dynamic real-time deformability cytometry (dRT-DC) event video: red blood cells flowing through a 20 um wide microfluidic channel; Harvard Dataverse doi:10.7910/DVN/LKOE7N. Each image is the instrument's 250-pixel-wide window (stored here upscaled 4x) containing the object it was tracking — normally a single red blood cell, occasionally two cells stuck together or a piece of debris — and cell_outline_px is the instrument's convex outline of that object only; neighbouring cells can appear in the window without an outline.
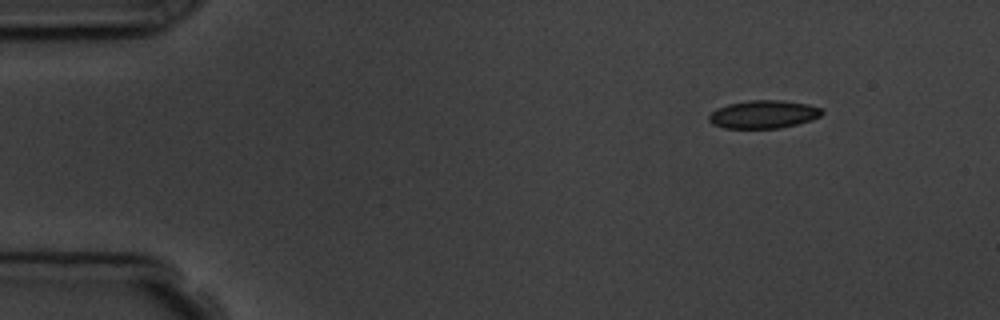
{"species": "common noctule bat (a hibernating species)", "species_latin": "Nyctalus noctula", "temperature_condition": "room temperature", "stored_images_in_passage": 4, "camera_frame_rate_fps": 3000, "um_per_image_px": 0.085, "animal": {"sex": "male", "body_mass_g": 19.5, "forearm_length_mm": 54.6}, "frame": {"image": 1, "passage_image": 1, "time_ms": 0.0, "image_size_px": [1000, 320], "cell_outline_px": [[824, 112], [820, 116], [812, 120], [780, 128], [724, 128], [712, 124], [708, 120], [708, 116], [716, 108], [728, 104], [748, 100], [784, 100], [808, 104], [820, 108]], "centroid_in_image_um": [64.88, 9.71], "position_along_channel_um": 20.1, "area_um2": 18.55}}
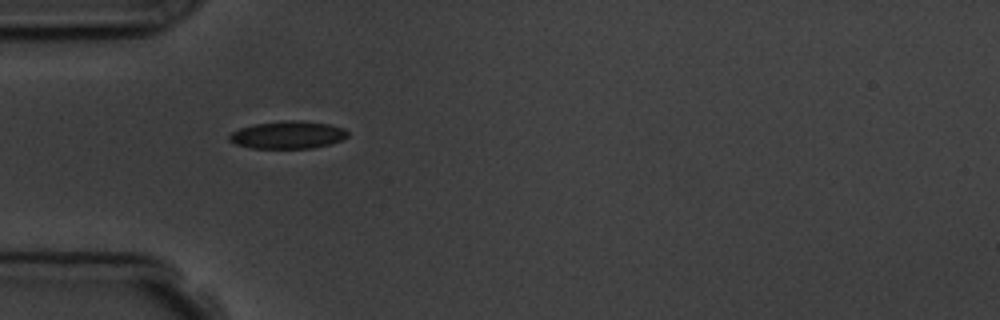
{"frame": {"image": 2, "passage_image": 3, "time_ms": 3.333, "image_size_px": [1000, 320], "cell_outline_px": [[348, 136], [332, 144], [312, 148], [248, 148], [236, 144], [228, 140], [228, 136], [232, 132], [240, 128], [256, 124], [284, 120], [300, 120], [328, 124], [344, 128], [348, 132]], "centroid_in_image_um": [24.46, 11.47], "position_along_channel_um": 60.5, "area_um2": 19.07}}